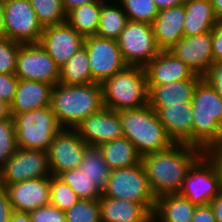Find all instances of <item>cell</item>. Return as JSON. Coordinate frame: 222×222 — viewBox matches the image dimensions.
Segmentation results:
<instances>
[{
  "mask_svg": "<svg viewBox=\"0 0 222 222\" xmlns=\"http://www.w3.org/2000/svg\"><path fill=\"white\" fill-rule=\"evenodd\" d=\"M101 86L105 108L119 112L148 105L147 79L143 67L126 66Z\"/></svg>",
  "mask_w": 222,
  "mask_h": 222,
  "instance_id": "cell-5",
  "label": "cell"
},
{
  "mask_svg": "<svg viewBox=\"0 0 222 222\" xmlns=\"http://www.w3.org/2000/svg\"><path fill=\"white\" fill-rule=\"evenodd\" d=\"M119 118L123 136L132 142L141 156L163 151L174 144L149 104L119 111Z\"/></svg>",
  "mask_w": 222,
  "mask_h": 222,
  "instance_id": "cell-4",
  "label": "cell"
},
{
  "mask_svg": "<svg viewBox=\"0 0 222 222\" xmlns=\"http://www.w3.org/2000/svg\"><path fill=\"white\" fill-rule=\"evenodd\" d=\"M201 80H182L163 85H147L149 105H183L192 101Z\"/></svg>",
  "mask_w": 222,
  "mask_h": 222,
  "instance_id": "cell-24",
  "label": "cell"
},
{
  "mask_svg": "<svg viewBox=\"0 0 222 222\" xmlns=\"http://www.w3.org/2000/svg\"><path fill=\"white\" fill-rule=\"evenodd\" d=\"M216 222H222V192L214 197L210 202Z\"/></svg>",
  "mask_w": 222,
  "mask_h": 222,
  "instance_id": "cell-46",
  "label": "cell"
},
{
  "mask_svg": "<svg viewBox=\"0 0 222 222\" xmlns=\"http://www.w3.org/2000/svg\"><path fill=\"white\" fill-rule=\"evenodd\" d=\"M11 117L10 105L0 99V121L8 120Z\"/></svg>",
  "mask_w": 222,
  "mask_h": 222,
  "instance_id": "cell-49",
  "label": "cell"
},
{
  "mask_svg": "<svg viewBox=\"0 0 222 222\" xmlns=\"http://www.w3.org/2000/svg\"><path fill=\"white\" fill-rule=\"evenodd\" d=\"M102 195L138 202L151 214L155 207L156 198L149 187L142 162L135 166L111 170Z\"/></svg>",
  "mask_w": 222,
  "mask_h": 222,
  "instance_id": "cell-8",
  "label": "cell"
},
{
  "mask_svg": "<svg viewBox=\"0 0 222 222\" xmlns=\"http://www.w3.org/2000/svg\"><path fill=\"white\" fill-rule=\"evenodd\" d=\"M11 116L14 119L17 146L22 149L47 151L53 138L62 129L51 106Z\"/></svg>",
  "mask_w": 222,
  "mask_h": 222,
  "instance_id": "cell-6",
  "label": "cell"
},
{
  "mask_svg": "<svg viewBox=\"0 0 222 222\" xmlns=\"http://www.w3.org/2000/svg\"><path fill=\"white\" fill-rule=\"evenodd\" d=\"M117 42L127 66L144 68L161 51L157 47L152 24L146 22L128 20Z\"/></svg>",
  "mask_w": 222,
  "mask_h": 222,
  "instance_id": "cell-9",
  "label": "cell"
},
{
  "mask_svg": "<svg viewBox=\"0 0 222 222\" xmlns=\"http://www.w3.org/2000/svg\"><path fill=\"white\" fill-rule=\"evenodd\" d=\"M87 147L75 129L62 128L47 149L51 175L78 168Z\"/></svg>",
  "mask_w": 222,
  "mask_h": 222,
  "instance_id": "cell-14",
  "label": "cell"
},
{
  "mask_svg": "<svg viewBox=\"0 0 222 222\" xmlns=\"http://www.w3.org/2000/svg\"><path fill=\"white\" fill-rule=\"evenodd\" d=\"M10 222H32L29 212L12 211Z\"/></svg>",
  "mask_w": 222,
  "mask_h": 222,
  "instance_id": "cell-48",
  "label": "cell"
},
{
  "mask_svg": "<svg viewBox=\"0 0 222 222\" xmlns=\"http://www.w3.org/2000/svg\"><path fill=\"white\" fill-rule=\"evenodd\" d=\"M58 177L70 186L80 199L99 200L102 195L79 168L66 170L60 173Z\"/></svg>",
  "mask_w": 222,
  "mask_h": 222,
  "instance_id": "cell-32",
  "label": "cell"
},
{
  "mask_svg": "<svg viewBox=\"0 0 222 222\" xmlns=\"http://www.w3.org/2000/svg\"><path fill=\"white\" fill-rule=\"evenodd\" d=\"M147 85H163L182 80H202L182 60L162 50L145 67Z\"/></svg>",
  "mask_w": 222,
  "mask_h": 222,
  "instance_id": "cell-19",
  "label": "cell"
},
{
  "mask_svg": "<svg viewBox=\"0 0 222 222\" xmlns=\"http://www.w3.org/2000/svg\"><path fill=\"white\" fill-rule=\"evenodd\" d=\"M157 113L174 143L193 146V108L191 102L183 105H150Z\"/></svg>",
  "mask_w": 222,
  "mask_h": 222,
  "instance_id": "cell-20",
  "label": "cell"
},
{
  "mask_svg": "<svg viewBox=\"0 0 222 222\" xmlns=\"http://www.w3.org/2000/svg\"><path fill=\"white\" fill-rule=\"evenodd\" d=\"M20 45L6 36L0 38V73L15 74Z\"/></svg>",
  "mask_w": 222,
  "mask_h": 222,
  "instance_id": "cell-38",
  "label": "cell"
},
{
  "mask_svg": "<svg viewBox=\"0 0 222 222\" xmlns=\"http://www.w3.org/2000/svg\"><path fill=\"white\" fill-rule=\"evenodd\" d=\"M66 214V222H101L99 200L80 199Z\"/></svg>",
  "mask_w": 222,
  "mask_h": 222,
  "instance_id": "cell-36",
  "label": "cell"
},
{
  "mask_svg": "<svg viewBox=\"0 0 222 222\" xmlns=\"http://www.w3.org/2000/svg\"><path fill=\"white\" fill-rule=\"evenodd\" d=\"M209 153L217 161L222 172V144L214 147Z\"/></svg>",
  "mask_w": 222,
  "mask_h": 222,
  "instance_id": "cell-50",
  "label": "cell"
},
{
  "mask_svg": "<svg viewBox=\"0 0 222 222\" xmlns=\"http://www.w3.org/2000/svg\"><path fill=\"white\" fill-rule=\"evenodd\" d=\"M106 0H62V6L67 14L69 11L73 10L74 8L80 7L85 4H90L93 2H105Z\"/></svg>",
  "mask_w": 222,
  "mask_h": 222,
  "instance_id": "cell-45",
  "label": "cell"
},
{
  "mask_svg": "<svg viewBox=\"0 0 222 222\" xmlns=\"http://www.w3.org/2000/svg\"><path fill=\"white\" fill-rule=\"evenodd\" d=\"M32 222H66V214L55 206L47 205L29 212Z\"/></svg>",
  "mask_w": 222,
  "mask_h": 222,
  "instance_id": "cell-39",
  "label": "cell"
},
{
  "mask_svg": "<svg viewBox=\"0 0 222 222\" xmlns=\"http://www.w3.org/2000/svg\"><path fill=\"white\" fill-rule=\"evenodd\" d=\"M191 222H216L210 204L196 206Z\"/></svg>",
  "mask_w": 222,
  "mask_h": 222,
  "instance_id": "cell-43",
  "label": "cell"
},
{
  "mask_svg": "<svg viewBox=\"0 0 222 222\" xmlns=\"http://www.w3.org/2000/svg\"><path fill=\"white\" fill-rule=\"evenodd\" d=\"M118 5L114 2L111 4V0H106L102 4L96 36L117 41L128 22L127 15L119 2Z\"/></svg>",
  "mask_w": 222,
  "mask_h": 222,
  "instance_id": "cell-29",
  "label": "cell"
},
{
  "mask_svg": "<svg viewBox=\"0 0 222 222\" xmlns=\"http://www.w3.org/2000/svg\"><path fill=\"white\" fill-rule=\"evenodd\" d=\"M4 188L14 211L31 212L50 205V177L12 183Z\"/></svg>",
  "mask_w": 222,
  "mask_h": 222,
  "instance_id": "cell-18",
  "label": "cell"
},
{
  "mask_svg": "<svg viewBox=\"0 0 222 222\" xmlns=\"http://www.w3.org/2000/svg\"><path fill=\"white\" fill-rule=\"evenodd\" d=\"M14 119L0 121V168L17 151Z\"/></svg>",
  "mask_w": 222,
  "mask_h": 222,
  "instance_id": "cell-37",
  "label": "cell"
},
{
  "mask_svg": "<svg viewBox=\"0 0 222 222\" xmlns=\"http://www.w3.org/2000/svg\"><path fill=\"white\" fill-rule=\"evenodd\" d=\"M195 208L180 193L162 195L155 200L152 222H191Z\"/></svg>",
  "mask_w": 222,
  "mask_h": 222,
  "instance_id": "cell-25",
  "label": "cell"
},
{
  "mask_svg": "<svg viewBox=\"0 0 222 222\" xmlns=\"http://www.w3.org/2000/svg\"><path fill=\"white\" fill-rule=\"evenodd\" d=\"M6 37L20 44L39 43L43 26L30 0H2Z\"/></svg>",
  "mask_w": 222,
  "mask_h": 222,
  "instance_id": "cell-10",
  "label": "cell"
},
{
  "mask_svg": "<svg viewBox=\"0 0 222 222\" xmlns=\"http://www.w3.org/2000/svg\"><path fill=\"white\" fill-rule=\"evenodd\" d=\"M50 176L47 151L18 147L0 168V185L5 187L12 183Z\"/></svg>",
  "mask_w": 222,
  "mask_h": 222,
  "instance_id": "cell-11",
  "label": "cell"
},
{
  "mask_svg": "<svg viewBox=\"0 0 222 222\" xmlns=\"http://www.w3.org/2000/svg\"><path fill=\"white\" fill-rule=\"evenodd\" d=\"M75 130L88 146H99L123 136L119 112L105 107L84 119Z\"/></svg>",
  "mask_w": 222,
  "mask_h": 222,
  "instance_id": "cell-16",
  "label": "cell"
},
{
  "mask_svg": "<svg viewBox=\"0 0 222 222\" xmlns=\"http://www.w3.org/2000/svg\"><path fill=\"white\" fill-rule=\"evenodd\" d=\"M30 3L43 28L66 22L62 0H30Z\"/></svg>",
  "mask_w": 222,
  "mask_h": 222,
  "instance_id": "cell-33",
  "label": "cell"
},
{
  "mask_svg": "<svg viewBox=\"0 0 222 222\" xmlns=\"http://www.w3.org/2000/svg\"><path fill=\"white\" fill-rule=\"evenodd\" d=\"M98 147L111 170L135 166L142 161L136 147L124 136L102 143Z\"/></svg>",
  "mask_w": 222,
  "mask_h": 222,
  "instance_id": "cell-27",
  "label": "cell"
},
{
  "mask_svg": "<svg viewBox=\"0 0 222 222\" xmlns=\"http://www.w3.org/2000/svg\"><path fill=\"white\" fill-rule=\"evenodd\" d=\"M103 3L93 2L74 8L66 14V22L84 38L96 35Z\"/></svg>",
  "mask_w": 222,
  "mask_h": 222,
  "instance_id": "cell-31",
  "label": "cell"
},
{
  "mask_svg": "<svg viewBox=\"0 0 222 222\" xmlns=\"http://www.w3.org/2000/svg\"><path fill=\"white\" fill-rule=\"evenodd\" d=\"M168 51L200 76H203L214 62L211 32L184 36Z\"/></svg>",
  "mask_w": 222,
  "mask_h": 222,
  "instance_id": "cell-17",
  "label": "cell"
},
{
  "mask_svg": "<svg viewBox=\"0 0 222 222\" xmlns=\"http://www.w3.org/2000/svg\"><path fill=\"white\" fill-rule=\"evenodd\" d=\"M101 222H152V214L140 203L101 195Z\"/></svg>",
  "mask_w": 222,
  "mask_h": 222,
  "instance_id": "cell-23",
  "label": "cell"
},
{
  "mask_svg": "<svg viewBox=\"0 0 222 222\" xmlns=\"http://www.w3.org/2000/svg\"><path fill=\"white\" fill-rule=\"evenodd\" d=\"M79 200L77 194L62 179L55 175L50 176V205L66 212Z\"/></svg>",
  "mask_w": 222,
  "mask_h": 222,
  "instance_id": "cell-35",
  "label": "cell"
},
{
  "mask_svg": "<svg viewBox=\"0 0 222 222\" xmlns=\"http://www.w3.org/2000/svg\"><path fill=\"white\" fill-rule=\"evenodd\" d=\"M216 18L222 19V0H211Z\"/></svg>",
  "mask_w": 222,
  "mask_h": 222,
  "instance_id": "cell-51",
  "label": "cell"
},
{
  "mask_svg": "<svg viewBox=\"0 0 222 222\" xmlns=\"http://www.w3.org/2000/svg\"><path fill=\"white\" fill-rule=\"evenodd\" d=\"M83 46L88 52L93 83L102 84L106 79L123 70L125 64L118 42L94 36L84 38Z\"/></svg>",
  "mask_w": 222,
  "mask_h": 222,
  "instance_id": "cell-13",
  "label": "cell"
},
{
  "mask_svg": "<svg viewBox=\"0 0 222 222\" xmlns=\"http://www.w3.org/2000/svg\"><path fill=\"white\" fill-rule=\"evenodd\" d=\"M184 18V4L159 11L152 27L157 47L161 51L169 50L184 37Z\"/></svg>",
  "mask_w": 222,
  "mask_h": 222,
  "instance_id": "cell-21",
  "label": "cell"
},
{
  "mask_svg": "<svg viewBox=\"0 0 222 222\" xmlns=\"http://www.w3.org/2000/svg\"><path fill=\"white\" fill-rule=\"evenodd\" d=\"M158 10L168 9L173 6L184 4L186 0H153Z\"/></svg>",
  "mask_w": 222,
  "mask_h": 222,
  "instance_id": "cell-47",
  "label": "cell"
},
{
  "mask_svg": "<svg viewBox=\"0 0 222 222\" xmlns=\"http://www.w3.org/2000/svg\"><path fill=\"white\" fill-rule=\"evenodd\" d=\"M184 36L211 32L217 23L211 0H186Z\"/></svg>",
  "mask_w": 222,
  "mask_h": 222,
  "instance_id": "cell-26",
  "label": "cell"
},
{
  "mask_svg": "<svg viewBox=\"0 0 222 222\" xmlns=\"http://www.w3.org/2000/svg\"><path fill=\"white\" fill-rule=\"evenodd\" d=\"M6 36L5 21H4V8L2 0H0V38Z\"/></svg>",
  "mask_w": 222,
  "mask_h": 222,
  "instance_id": "cell-52",
  "label": "cell"
},
{
  "mask_svg": "<svg viewBox=\"0 0 222 222\" xmlns=\"http://www.w3.org/2000/svg\"><path fill=\"white\" fill-rule=\"evenodd\" d=\"M193 108V146L209 153L222 144V98L203 79L191 101Z\"/></svg>",
  "mask_w": 222,
  "mask_h": 222,
  "instance_id": "cell-3",
  "label": "cell"
},
{
  "mask_svg": "<svg viewBox=\"0 0 222 222\" xmlns=\"http://www.w3.org/2000/svg\"><path fill=\"white\" fill-rule=\"evenodd\" d=\"M51 108L62 128L75 127L103 107L99 83L65 85L57 83L51 91Z\"/></svg>",
  "mask_w": 222,
  "mask_h": 222,
  "instance_id": "cell-2",
  "label": "cell"
},
{
  "mask_svg": "<svg viewBox=\"0 0 222 222\" xmlns=\"http://www.w3.org/2000/svg\"><path fill=\"white\" fill-rule=\"evenodd\" d=\"M222 192V172L210 153H203L189 168L180 194L192 204L207 205Z\"/></svg>",
  "mask_w": 222,
  "mask_h": 222,
  "instance_id": "cell-7",
  "label": "cell"
},
{
  "mask_svg": "<svg viewBox=\"0 0 222 222\" xmlns=\"http://www.w3.org/2000/svg\"><path fill=\"white\" fill-rule=\"evenodd\" d=\"M12 211L7 191L4 187H0V222H10Z\"/></svg>",
  "mask_w": 222,
  "mask_h": 222,
  "instance_id": "cell-44",
  "label": "cell"
},
{
  "mask_svg": "<svg viewBox=\"0 0 222 222\" xmlns=\"http://www.w3.org/2000/svg\"><path fill=\"white\" fill-rule=\"evenodd\" d=\"M203 153L197 147L174 143L168 149L142 156L141 162L155 198L180 193L189 168Z\"/></svg>",
  "mask_w": 222,
  "mask_h": 222,
  "instance_id": "cell-1",
  "label": "cell"
},
{
  "mask_svg": "<svg viewBox=\"0 0 222 222\" xmlns=\"http://www.w3.org/2000/svg\"><path fill=\"white\" fill-rule=\"evenodd\" d=\"M52 88L53 85L45 82L18 79L10 113L20 114L50 106Z\"/></svg>",
  "mask_w": 222,
  "mask_h": 222,
  "instance_id": "cell-22",
  "label": "cell"
},
{
  "mask_svg": "<svg viewBox=\"0 0 222 222\" xmlns=\"http://www.w3.org/2000/svg\"><path fill=\"white\" fill-rule=\"evenodd\" d=\"M18 84V78L15 74H2L0 73V99L11 104Z\"/></svg>",
  "mask_w": 222,
  "mask_h": 222,
  "instance_id": "cell-40",
  "label": "cell"
},
{
  "mask_svg": "<svg viewBox=\"0 0 222 222\" xmlns=\"http://www.w3.org/2000/svg\"><path fill=\"white\" fill-rule=\"evenodd\" d=\"M15 76L18 79L45 82L54 86L60 80V67L39 43L21 44Z\"/></svg>",
  "mask_w": 222,
  "mask_h": 222,
  "instance_id": "cell-12",
  "label": "cell"
},
{
  "mask_svg": "<svg viewBox=\"0 0 222 222\" xmlns=\"http://www.w3.org/2000/svg\"><path fill=\"white\" fill-rule=\"evenodd\" d=\"M202 78L222 98V61L213 62Z\"/></svg>",
  "mask_w": 222,
  "mask_h": 222,
  "instance_id": "cell-41",
  "label": "cell"
},
{
  "mask_svg": "<svg viewBox=\"0 0 222 222\" xmlns=\"http://www.w3.org/2000/svg\"><path fill=\"white\" fill-rule=\"evenodd\" d=\"M78 168L101 193L104 191L111 169L105 162L98 146H88L86 148Z\"/></svg>",
  "mask_w": 222,
  "mask_h": 222,
  "instance_id": "cell-28",
  "label": "cell"
},
{
  "mask_svg": "<svg viewBox=\"0 0 222 222\" xmlns=\"http://www.w3.org/2000/svg\"><path fill=\"white\" fill-rule=\"evenodd\" d=\"M128 20L152 24L159 10L153 0H120Z\"/></svg>",
  "mask_w": 222,
  "mask_h": 222,
  "instance_id": "cell-34",
  "label": "cell"
},
{
  "mask_svg": "<svg viewBox=\"0 0 222 222\" xmlns=\"http://www.w3.org/2000/svg\"><path fill=\"white\" fill-rule=\"evenodd\" d=\"M39 44L61 68L84 44V37L67 22L43 28Z\"/></svg>",
  "mask_w": 222,
  "mask_h": 222,
  "instance_id": "cell-15",
  "label": "cell"
},
{
  "mask_svg": "<svg viewBox=\"0 0 222 222\" xmlns=\"http://www.w3.org/2000/svg\"><path fill=\"white\" fill-rule=\"evenodd\" d=\"M59 83L65 85L91 84L88 52L83 46L60 68Z\"/></svg>",
  "mask_w": 222,
  "mask_h": 222,
  "instance_id": "cell-30",
  "label": "cell"
},
{
  "mask_svg": "<svg viewBox=\"0 0 222 222\" xmlns=\"http://www.w3.org/2000/svg\"><path fill=\"white\" fill-rule=\"evenodd\" d=\"M211 34L213 61H222V19L217 20Z\"/></svg>",
  "mask_w": 222,
  "mask_h": 222,
  "instance_id": "cell-42",
  "label": "cell"
}]
</instances>
